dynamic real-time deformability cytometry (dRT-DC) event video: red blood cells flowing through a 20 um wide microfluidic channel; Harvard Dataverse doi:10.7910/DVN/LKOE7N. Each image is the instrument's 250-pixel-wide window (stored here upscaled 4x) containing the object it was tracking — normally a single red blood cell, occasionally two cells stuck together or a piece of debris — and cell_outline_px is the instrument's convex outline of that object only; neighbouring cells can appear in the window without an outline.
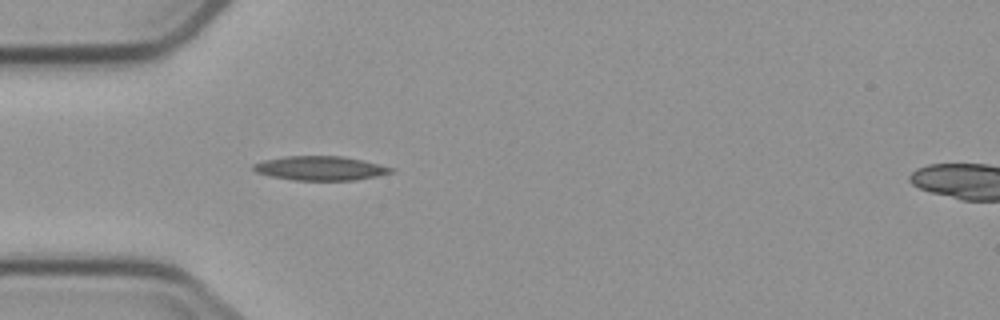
{"species": "common noctule bat (a hibernating species)", "species_latin": "Nyctalus noctula", "temperature_condition": "cold", "stored_images_in_passage": 5, "segment_of_instrument_passage": [1, 2], "camera_frame_rate_fps": 3000, "um_per_image_px": 0.085, "animal": {"sex": "male", "body_mass_g": 23.1, "forearm_length_mm": 52.7}, "frame": {"image": 1, "passage_image": 4, "time_ms": 4.667, "image_size_px": [1000, 320], "cell_outline_px": [[396, 172], [356, 180], [292, 180], [272, 176], [256, 172], [252, 168], [252, 164], [264, 160], [284, 156], [340, 156], [380, 164], [396, 168]], "centroid_in_image_um": [27.25, 14.3], "position_along_channel_um": 57.7, "area_um2": 19.42}}